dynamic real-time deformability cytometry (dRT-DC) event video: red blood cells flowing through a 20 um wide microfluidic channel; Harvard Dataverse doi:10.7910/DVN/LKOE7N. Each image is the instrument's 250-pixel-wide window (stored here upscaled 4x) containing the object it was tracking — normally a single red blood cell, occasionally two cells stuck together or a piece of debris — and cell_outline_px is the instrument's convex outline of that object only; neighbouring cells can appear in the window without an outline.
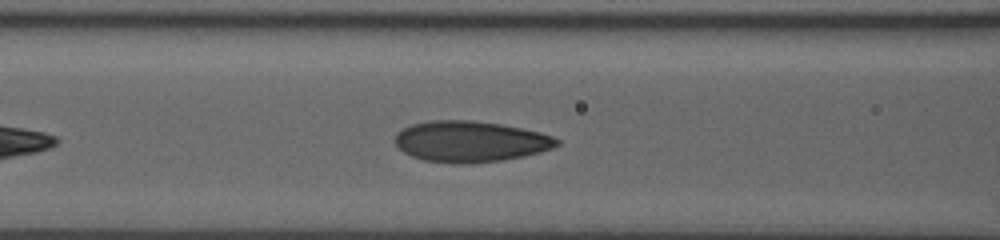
{"species": "human", "species_latin": "Homo sapiens", "temperature_condition": "room temperature", "stored_images_in_passage": 33, "camera_frame_rate_fps": 3000, "um_per_image_px": 0.085, "donor": {"sex": "male"}, "frame": {"image": 1, "passage_image": 8, "time_ms": 3.333, "image_size_px": [1000, 240], "cell_outline_px": [[560, 144], [552, 148], [540, 152], [524, 156], [500, 160], [472, 164], [452, 164], [424, 160], [412, 156], [404, 152], [396, 144], [396, 132], [412, 124], [432, 120], [472, 120], [500, 124], [540, 132], [552, 136], [560, 140]], "centroid_in_image_um": [39.98, 12.03], "position_along_channel_um": 126.6, "area_um2": 38.67}}
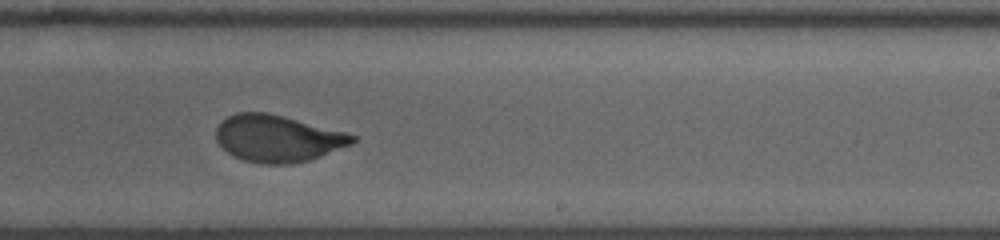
{"frame": {"image": 2, "passage_image": 19, "time_ms": 7.0, "image_size_px": [1000, 240], "cell_outline_px": [[356, 140], [352, 144], [320, 156], [308, 160], [292, 164], [260, 164], [244, 160], [232, 156], [216, 140], [216, 128], [228, 116], [236, 112], [268, 112], [348, 132], [356, 136]], "centroid_in_image_um": [23.61, 11.76], "position_along_channel_um": 265.4, "area_um2": 37.34}}
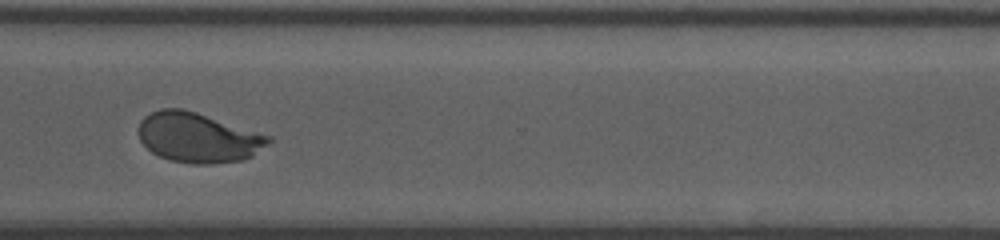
{"frame": {"image": 3, "passage_image": 26, "time_ms": 9.333, "image_size_px": [1000, 240], "cell_outline_px": [[272, 140], [252, 156], [244, 160], [212, 164], [192, 164], [168, 160], [152, 152], [140, 140], [136, 132], [140, 120], [144, 116], [160, 108], [180, 108], [196, 112], [272, 136]], "centroid_in_image_um": [16.81, 11.69], "position_along_channel_um": 353.8, "area_um2": 37.97}, "authors_computed_cell_mechanics": {"area_um2": 38.0902, "velocity_mm_per_s": 3.7949, "shape_relaxation_time_tau1_ms": 4.5541, "shape_relaxation_time_tau2_ms": null, "deformation_change_tau1": 0.1772, "deformation_change_tau2": null}}